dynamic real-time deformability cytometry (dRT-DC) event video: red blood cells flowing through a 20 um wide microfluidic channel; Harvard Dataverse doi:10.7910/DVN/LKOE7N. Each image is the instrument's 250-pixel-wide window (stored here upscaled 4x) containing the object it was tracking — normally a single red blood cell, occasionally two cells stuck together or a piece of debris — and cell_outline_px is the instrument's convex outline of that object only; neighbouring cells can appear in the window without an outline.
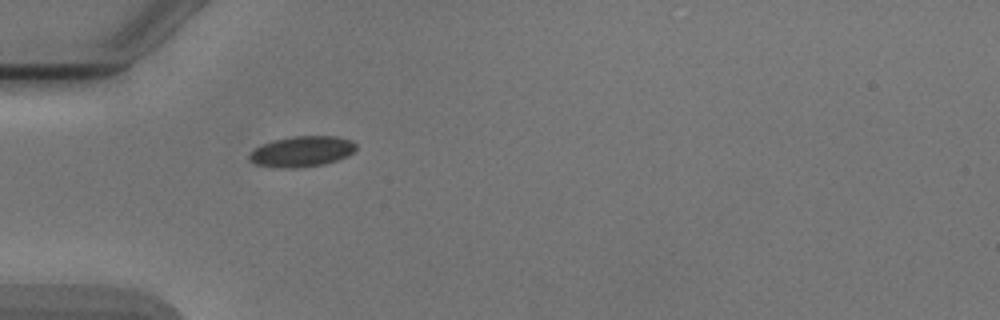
{"species": "Egyptian fruit bat (a non-hibernating species)", "species_latin": "Rousettus aegyptiacus", "temperature_condition": "cold", "stored_images_in_passage": 1, "camera_frame_rate_fps": 3000, "um_per_image_px": 0.085, "animal": {"sex": "male"}, "frame": {"image": 1, "passage_image": 1, "time_ms": 0.0, "image_size_px": [1000, 320], "cell_outline_px": [[356, 148], [348, 156], [324, 164], [296, 168], [284, 168], [256, 164], [248, 160], [248, 156], [256, 148], [264, 144], [276, 140], [292, 136], [336, 136], [352, 140], [356, 144]], "centroid_in_image_um": [25.69, 12.87], "position_along_channel_um": 59.3, "area_um2": 18.84}}